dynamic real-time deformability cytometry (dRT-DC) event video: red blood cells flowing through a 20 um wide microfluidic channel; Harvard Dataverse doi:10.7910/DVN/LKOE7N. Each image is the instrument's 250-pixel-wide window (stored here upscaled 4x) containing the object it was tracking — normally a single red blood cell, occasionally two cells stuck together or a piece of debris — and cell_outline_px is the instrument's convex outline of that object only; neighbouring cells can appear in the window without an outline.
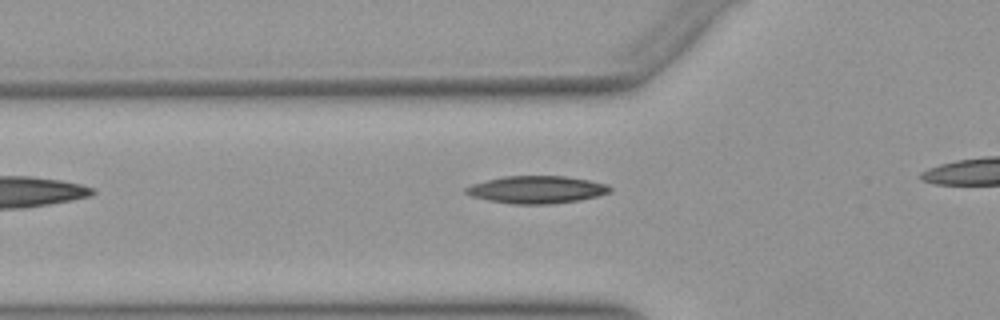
{"species": "Egyptian fruit bat (a non-hibernating species)", "species_latin": "Rousettus aegyptiacus", "temperature_condition": "warm", "stored_images_in_passage": 16, "camera_frame_rate_fps": 3000, "um_per_image_px": 0.085, "animal": {"sex": "female"}, "frame": {"image": 1, "passage_image": 2, "time_ms": 0.333, "image_size_px": [1000, 320], "cell_outline_px": [[612, 192], [580, 200], [548, 204], [512, 204], [488, 200], [472, 196], [464, 192], [464, 188], [472, 184], [504, 176], [564, 176], [588, 180], [604, 184], [612, 188]], "centroid_in_image_um": [45.6, 16.12], "position_along_channel_um": 80.2, "area_um2": 22.89}}
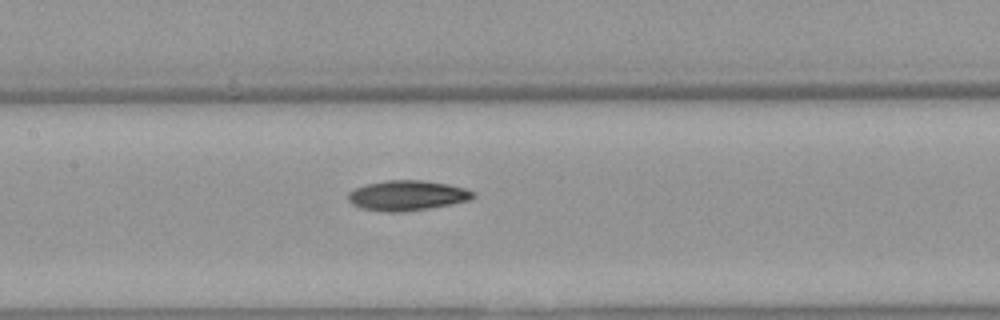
{"frame": {"image": 2, "passage_image": 9, "time_ms": 2.667, "image_size_px": [1000, 320], "cell_outline_px": [[476, 196], [468, 200], [452, 204], [428, 208], [400, 212], [384, 212], [360, 208], [352, 204], [348, 200], [348, 192], [364, 184], [388, 180], [420, 180], [448, 184], [464, 188], [476, 192]], "centroid_in_image_um": [34.59, 16.61], "position_along_channel_um": 172.8, "area_um2": 21.96}}
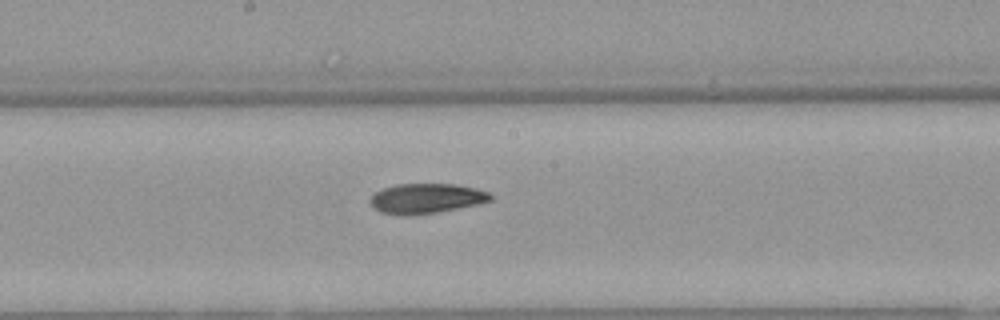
{"frame": {"image": 3, "passage_image": 12, "time_ms": 3.667, "image_size_px": [1000, 320], "cell_outline_px": [[492, 200], [476, 204], [440, 212], [412, 216], [408, 216], [380, 212], [368, 200], [376, 192], [384, 188], [396, 184], [456, 184], [476, 188], [488, 192], [492, 196]], "centroid_in_image_um": [36.24, 16.87], "position_along_channel_um": 212.0, "area_um2": 20.98}}